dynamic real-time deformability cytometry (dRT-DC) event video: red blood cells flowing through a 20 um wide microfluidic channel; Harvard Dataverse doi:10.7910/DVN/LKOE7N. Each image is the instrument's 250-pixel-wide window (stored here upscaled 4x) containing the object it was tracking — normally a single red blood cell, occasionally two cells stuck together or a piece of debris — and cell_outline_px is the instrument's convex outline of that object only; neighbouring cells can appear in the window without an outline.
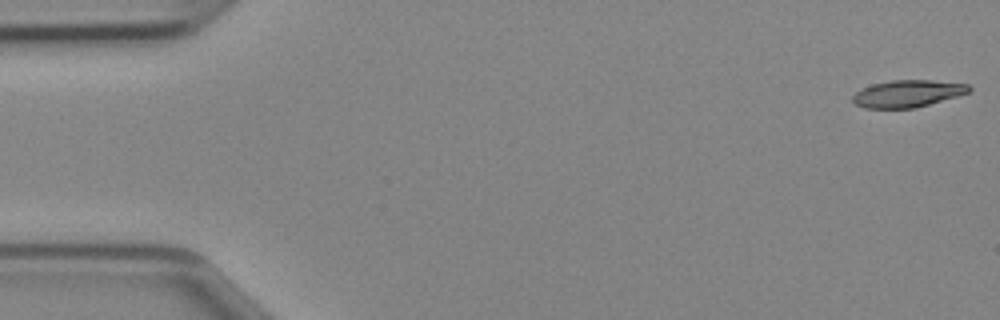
{"species": "Egyptian fruit bat (a non-hibernating species)", "species_latin": "Rousettus aegyptiacus", "temperature_condition": "cold", "stored_images_in_passage": 46, "camera_frame_rate_fps": 3000, "um_per_image_px": 0.085, "animal": {"sex": "female"}, "frame": {"image": 1, "passage_image": 1, "time_ms": 0.0, "image_size_px": [1000, 320], "cell_outline_px": [[972, 88], [968, 92], [956, 96], [916, 108], [864, 108], [856, 104], [852, 100], [852, 96], [860, 88], [872, 84], [892, 80], [932, 80], [968, 84]], "centroid_in_image_um": [77.11, 7.95], "position_along_channel_um": 7.9, "area_um2": 18.32}}
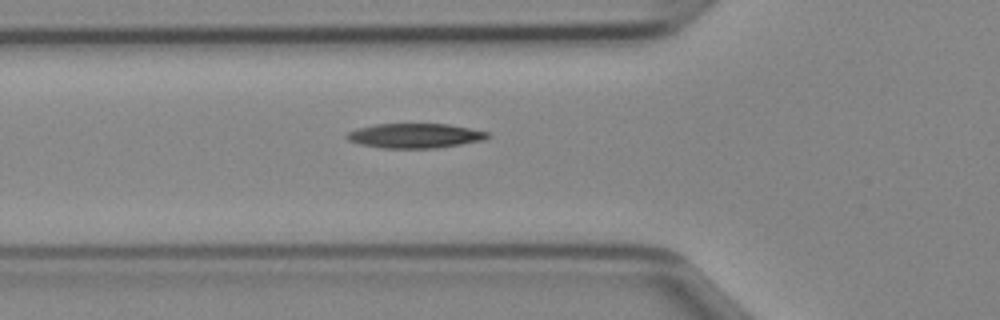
{"frame": {"image": 2, "passage_image": 16, "time_ms": 5.0, "image_size_px": [1000, 320], "cell_outline_px": [[492, 136], [484, 140], [436, 148], [384, 148], [360, 144], [348, 140], [344, 136], [348, 132], [356, 128], [376, 124], [448, 124], [488, 132]], "centroid_in_image_um": [35.26, 11.53], "position_along_channel_um": 90.5, "area_um2": 20.17}}
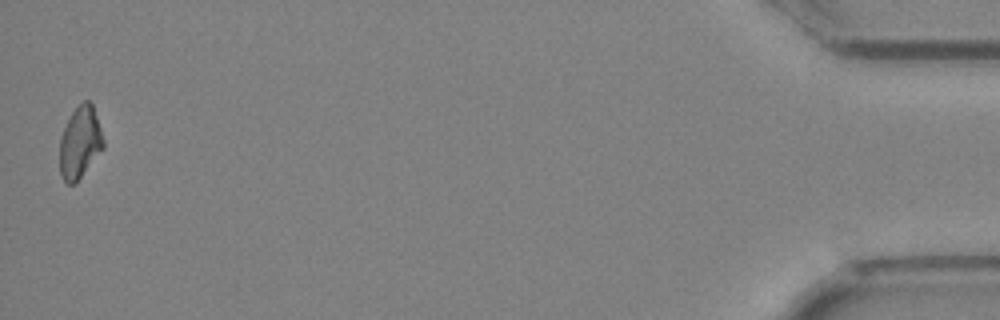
{"frame": {"image": 3, "passage_image": 46, "time_ms": 15.0, "image_size_px": [1000, 320], "cell_outline_px": [[104, 148], [80, 176], [72, 184], [68, 184], [64, 180], [60, 172], [60, 136], [72, 112], [84, 100], [88, 100], [92, 104], [104, 140]], "centroid_in_image_um": [6.79, 12.09], "position_along_channel_um": 428.4, "area_um2": 17.8}}